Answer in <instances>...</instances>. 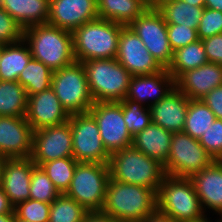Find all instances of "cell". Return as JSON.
Returning a JSON list of instances; mask_svg holds the SVG:
<instances>
[{
	"mask_svg": "<svg viewBox=\"0 0 222 222\" xmlns=\"http://www.w3.org/2000/svg\"><path fill=\"white\" fill-rule=\"evenodd\" d=\"M156 208L154 190L111 178L108 180L103 213L120 222H142Z\"/></svg>",
	"mask_w": 222,
	"mask_h": 222,
	"instance_id": "cell-1",
	"label": "cell"
},
{
	"mask_svg": "<svg viewBox=\"0 0 222 222\" xmlns=\"http://www.w3.org/2000/svg\"><path fill=\"white\" fill-rule=\"evenodd\" d=\"M23 39L29 45L34 59L53 72L74 63L72 32L48 23L24 28Z\"/></svg>",
	"mask_w": 222,
	"mask_h": 222,
	"instance_id": "cell-2",
	"label": "cell"
},
{
	"mask_svg": "<svg viewBox=\"0 0 222 222\" xmlns=\"http://www.w3.org/2000/svg\"><path fill=\"white\" fill-rule=\"evenodd\" d=\"M124 26L97 18L72 32L73 53L77 62L116 58L121 29Z\"/></svg>",
	"mask_w": 222,
	"mask_h": 222,
	"instance_id": "cell-3",
	"label": "cell"
},
{
	"mask_svg": "<svg viewBox=\"0 0 222 222\" xmlns=\"http://www.w3.org/2000/svg\"><path fill=\"white\" fill-rule=\"evenodd\" d=\"M108 165L112 180L140 185L156 193L165 176L162 164L132 145L111 153Z\"/></svg>",
	"mask_w": 222,
	"mask_h": 222,
	"instance_id": "cell-4",
	"label": "cell"
},
{
	"mask_svg": "<svg viewBox=\"0 0 222 222\" xmlns=\"http://www.w3.org/2000/svg\"><path fill=\"white\" fill-rule=\"evenodd\" d=\"M95 102H120L125 99L132 75L116 58L82 62Z\"/></svg>",
	"mask_w": 222,
	"mask_h": 222,
	"instance_id": "cell-5",
	"label": "cell"
},
{
	"mask_svg": "<svg viewBox=\"0 0 222 222\" xmlns=\"http://www.w3.org/2000/svg\"><path fill=\"white\" fill-rule=\"evenodd\" d=\"M156 198L157 209L176 222L197 220L206 215L189 178L165 175Z\"/></svg>",
	"mask_w": 222,
	"mask_h": 222,
	"instance_id": "cell-6",
	"label": "cell"
},
{
	"mask_svg": "<svg viewBox=\"0 0 222 222\" xmlns=\"http://www.w3.org/2000/svg\"><path fill=\"white\" fill-rule=\"evenodd\" d=\"M110 179L108 164L79 162L68 190L64 193L88 212L102 211Z\"/></svg>",
	"mask_w": 222,
	"mask_h": 222,
	"instance_id": "cell-7",
	"label": "cell"
},
{
	"mask_svg": "<svg viewBox=\"0 0 222 222\" xmlns=\"http://www.w3.org/2000/svg\"><path fill=\"white\" fill-rule=\"evenodd\" d=\"M51 88L69 115L88 113L95 103L82 62L75 61L69 66L54 71Z\"/></svg>",
	"mask_w": 222,
	"mask_h": 222,
	"instance_id": "cell-8",
	"label": "cell"
},
{
	"mask_svg": "<svg viewBox=\"0 0 222 222\" xmlns=\"http://www.w3.org/2000/svg\"><path fill=\"white\" fill-rule=\"evenodd\" d=\"M214 161L198 139L185 132L172 133L170 152L163 165L165 175L189 178Z\"/></svg>",
	"mask_w": 222,
	"mask_h": 222,
	"instance_id": "cell-9",
	"label": "cell"
},
{
	"mask_svg": "<svg viewBox=\"0 0 222 222\" xmlns=\"http://www.w3.org/2000/svg\"><path fill=\"white\" fill-rule=\"evenodd\" d=\"M72 132L73 158L77 162L109 164L110 153L105 149L94 117L88 113L69 116Z\"/></svg>",
	"mask_w": 222,
	"mask_h": 222,
	"instance_id": "cell-10",
	"label": "cell"
},
{
	"mask_svg": "<svg viewBox=\"0 0 222 222\" xmlns=\"http://www.w3.org/2000/svg\"><path fill=\"white\" fill-rule=\"evenodd\" d=\"M129 27L138 35L149 53L165 69L173 58L167 36V24L156 8H147Z\"/></svg>",
	"mask_w": 222,
	"mask_h": 222,
	"instance_id": "cell-11",
	"label": "cell"
},
{
	"mask_svg": "<svg viewBox=\"0 0 222 222\" xmlns=\"http://www.w3.org/2000/svg\"><path fill=\"white\" fill-rule=\"evenodd\" d=\"M89 113L97 122L105 149L111 154L132 145L120 102H95Z\"/></svg>",
	"mask_w": 222,
	"mask_h": 222,
	"instance_id": "cell-12",
	"label": "cell"
},
{
	"mask_svg": "<svg viewBox=\"0 0 222 222\" xmlns=\"http://www.w3.org/2000/svg\"><path fill=\"white\" fill-rule=\"evenodd\" d=\"M65 157H73L72 132L68 121L34 131L30 159L36 166Z\"/></svg>",
	"mask_w": 222,
	"mask_h": 222,
	"instance_id": "cell-13",
	"label": "cell"
},
{
	"mask_svg": "<svg viewBox=\"0 0 222 222\" xmlns=\"http://www.w3.org/2000/svg\"><path fill=\"white\" fill-rule=\"evenodd\" d=\"M116 60L132 76L150 75L164 69L129 26L121 29Z\"/></svg>",
	"mask_w": 222,
	"mask_h": 222,
	"instance_id": "cell-14",
	"label": "cell"
},
{
	"mask_svg": "<svg viewBox=\"0 0 222 222\" xmlns=\"http://www.w3.org/2000/svg\"><path fill=\"white\" fill-rule=\"evenodd\" d=\"M34 130L25 117L0 116V155L30 158Z\"/></svg>",
	"mask_w": 222,
	"mask_h": 222,
	"instance_id": "cell-15",
	"label": "cell"
},
{
	"mask_svg": "<svg viewBox=\"0 0 222 222\" xmlns=\"http://www.w3.org/2000/svg\"><path fill=\"white\" fill-rule=\"evenodd\" d=\"M98 17L97 0H50L48 24L73 32Z\"/></svg>",
	"mask_w": 222,
	"mask_h": 222,
	"instance_id": "cell-16",
	"label": "cell"
},
{
	"mask_svg": "<svg viewBox=\"0 0 222 222\" xmlns=\"http://www.w3.org/2000/svg\"><path fill=\"white\" fill-rule=\"evenodd\" d=\"M69 116L51 87L28 96L25 118L34 131L63 124Z\"/></svg>",
	"mask_w": 222,
	"mask_h": 222,
	"instance_id": "cell-17",
	"label": "cell"
},
{
	"mask_svg": "<svg viewBox=\"0 0 222 222\" xmlns=\"http://www.w3.org/2000/svg\"><path fill=\"white\" fill-rule=\"evenodd\" d=\"M35 166L30 158L5 159L0 185L14 207L29 199L31 175Z\"/></svg>",
	"mask_w": 222,
	"mask_h": 222,
	"instance_id": "cell-18",
	"label": "cell"
},
{
	"mask_svg": "<svg viewBox=\"0 0 222 222\" xmlns=\"http://www.w3.org/2000/svg\"><path fill=\"white\" fill-rule=\"evenodd\" d=\"M204 213L222 214V160H214L207 168L189 177ZM209 209V210H208Z\"/></svg>",
	"mask_w": 222,
	"mask_h": 222,
	"instance_id": "cell-19",
	"label": "cell"
},
{
	"mask_svg": "<svg viewBox=\"0 0 222 222\" xmlns=\"http://www.w3.org/2000/svg\"><path fill=\"white\" fill-rule=\"evenodd\" d=\"M175 87V79L164 68L154 74L132 76L125 98L150 107Z\"/></svg>",
	"mask_w": 222,
	"mask_h": 222,
	"instance_id": "cell-20",
	"label": "cell"
},
{
	"mask_svg": "<svg viewBox=\"0 0 222 222\" xmlns=\"http://www.w3.org/2000/svg\"><path fill=\"white\" fill-rule=\"evenodd\" d=\"M221 85L222 66L211 62L184 72L175 81L176 88L190 100H200Z\"/></svg>",
	"mask_w": 222,
	"mask_h": 222,
	"instance_id": "cell-21",
	"label": "cell"
},
{
	"mask_svg": "<svg viewBox=\"0 0 222 222\" xmlns=\"http://www.w3.org/2000/svg\"><path fill=\"white\" fill-rule=\"evenodd\" d=\"M189 100L175 87L163 99L149 107L152 123L172 133L182 132Z\"/></svg>",
	"mask_w": 222,
	"mask_h": 222,
	"instance_id": "cell-22",
	"label": "cell"
},
{
	"mask_svg": "<svg viewBox=\"0 0 222 222\" xmlns=\"http://www.w3.org/2000/svg\"><path fill=\"white\" fill-rule=\"evenodd\" d=\"M172 132L150 123L133 136L132 146L164 165L170 152Z\"/></svg>",
	"mask_w": 222,
	"mask_h": 222,
	"instance_id": "cell-23",
	"label": "cell"
},
{
	"mask_svg": "<svg viewBox=\"0 0 222 222\" xmlns=\"http://www.w3.org/2000/svg\"><path fill=\"white\" fill-rule=\"evenodd\" d=\"M2 8L27 28L48 22L50 0H2Z\"/></svg>",
	"mask_w": 222,
	"mask_h": 222,
	"instance_id": "cell-24",
	"label": "cell"
},
{
	"mask_svg": "<svg viewBox=\"0 0 222 222\" xmlns=\"http://www.w3.org/2000/svg\"><path fill=\"white\" fill-rule=\"evenodd\" d=\"M98 17L129 26L147 8L146 0H97Z\"/></svg>",
	"mask_w": 222,
	"mask_h": 222,
	"instance_id": "cell-25",
	"label": "cell"
},
{
	"mask_svg": "<svg viewBox=\"0 0 222 222\" xmlns=\"http://www.w3.org/2000/svg\"><path fill=\"white\" fill-rule=\"evenodd\" d=\"M32 58L27 42L22 39L16 43L2 45L0 56V80L18 81L19 74Z\"/></svg>",
	"mask_w": 222,
	"mask_h": 222,
	"instance_id": "cell-26",
	"label": "cell"
},
{
	"mask_svg": "<svg viewBox=\"0 0 222 222\" xmlns=\"http://www.w3.org/2000/svg\"><path fill=\"white\" fill-rule=\"evenodd\" d=\"M208 62L205 48L201 39L179 48L173 52V58L167 71L175 81L189 70L200 67Z\"/></svg>",
	"mask_w": 222,
	"mask_h": 222,
	"instance_id": "cell-27",
	"label": "cell"
},
{
	"mask_svg": "<svg viewBox=\"0 0 222 222\" xmlns=\"http://www.w3.org/2000/svg\"><path fill=\"white\" fill-rule=\"evenodd\" d=\"M166 24H178L197 29L204 7L192 6L181 0H171L156 8Z\"/></svg>",
	"mask_w": 222,
	"mask_h": 222,
	"instance_id": "cell-28",
	"label": "cell"
},
{
	"mask_svg": "<svg viewBox=\"0 0 222 222\" xmlns=\"http://www.w3.org/2000/svg\"><path fill=\"white\" fill-rule=\"evenodd\" d=\"M28 96L18 81L0 80V116L25 117Z\"/></svg>",
	"mask_w": 222,
	"mask_h": 222,
	"instance_id": "cell-29",
	"label": "cell"
},
{
	"mask_svg": "<svg viewBox=\"0 0 222 222\" xmlns=\"http://www.w3.org/2000/svg\"><path fill=\"white\" fill-rule=\"evenodd\" d=\"M53 71L41 61L30 59L18 76V82L25 88L27 96L47 90L51 87Z\"/></svg>",
	"mask_w": 222,
	"mask_h": 222,
	"instance_id": "cell-30",
	"label": "cell"
},
{
	"mask_svg": "<svg viewBox=\"0 0 222 222\" xmlns=\"http://www.w3.org/2000/svg\"><path fill=\"white\" fill-rule=\"evenodd\" d=\"M215 120L216 116L201 99L189 100L183 132L199 140Z\"/></svg>",
	"mask_w": 222,
	"mask_h": 222,
	"instance_id": "cell-31",
	"label": "cell"
},
{
	"mask_svg": "<svg viewBox=\"0 0 222 222\" xmlns=\"http://www.w3.org/2000/svg\"><path fill=\"white\" fill-rule=\"evenodd\" d=\"M78 163L79 162H77L73 157H65L42 163L40 167L53 182L57 190L61 194H64L70 186Z\"/></svg>",
	"mask_w": 222,
	"mask_h": 222,
	"instance_id": "cell-32",
	"label": "cell"
},
{
	"mask_svg": "<svg viewBox=\"0 0 222 222\" xmlns=\"http://www.w3.org/2000/svg\"><path fill=\"white\" fill-rule=\"evenodd\" d=\"M88 211L66 194H60L52 203L49 222H82Z\"/></svg>",
	"mask_w": 222,
	"mask_h": 222,
	"instance_id": "cell-33",
	"label": "cell"
},
{
	"mask_svg": "<svg viewBox=\"0 0 222 222\" xmlns=\"http://www.w3.org/2000/svg\"><path fill=\"white\" fill-rule=\"evenodd\" d=\"M121 104L127 130L132 137L152 123L149 107L127 98L123 99Z\"/></svg>",
	"mask_w": 222,
	"mask_h": 222,
	"instance_id": "cell-34",
	"label": "cell"
},
{
	"mask_svg": "<svg viewBox=\"0 0 222 222\" xmlns=\"http://www.w3.org/2000/svg\"><path fill=\"white\" fill-rule=\"evenodd\" d=\"M61 193L40 166H35L31 175L29 199L52 203Z\"/></svg>",
	"mask_w": 222,
	"mask_h": 222,
	"instance_id": "cell-35",
	"label": "cell"
},
{
	"mask_svg": "<svg viewBox=\"0 0 222 222\" xmlns=\"http://www.w3.org/2000/svg\"><path fill=\"white\" fill-rule=\"evenodd\" d=\"M51 203L28 199L14 207L15 218L29 222H49Z\"/></svg>",
	"mask_w": 222,
	"mask_h": 222,
	"instance_id": "cell-36",
	"label": "cell"
},
{
	"mask_svg": "<svg viewBox=\"0 0 222 222\" xmlns=\"http://www.w3.org/2000/svg\"><path fill=\"white\" fill-rule=\"evenodd\" d=\"M199 143L213 157L222 160V119H216L199 138Z\"/></svg>",
	"mask_w": 222,
	"mask_h": 222,
	"instance_id": "cell-37",
	"label": "cell"
},
{
	"mask_svg": "<svg viewBox=\"0 0 222 222\" xmlns=\"http://www.w3.org/2000/svg\"><path fill=\"white\" fill-rule=\"evenodd\" d=\"M24 28L2 7L0 8V44L7 45L23 39Z\"/></svg>",
	"mask_w": 222,
	"mask_h": 222,
	"instance_id": "cell-38",
	"label": "cell"
},
{
	"mask_svg": "<svg viewBox=\"0 0 222 222\" xmlns=\"http://www.w3.org/2000/svg\"><path fill=\"white\" fill-rule=\"evenodd\" d=\"M217 34H222V12L204 7L197 28L198 38L202 40Z\"/></svg>",
	"mask_w": 222,
	"mask_h": 222,
	"instance_id": "cell-39",
	"label": "cell"
},
{
	"mask_svg": "<svg viewBox=\"0 0 222 222\" xmlns=\"http://www.w3.org/2000/svg\"><path fill=\"white\" fill-rule=\"evenodd\" d=\"M167 36L173 52L197 41V29L178 24H167Z\"/></svg>",
	"mask_w": 222,
	"mask_h": 222,
	"instance_id": "cell-40",
	"label": "cell"
},
{
	"mask_svg": "<svg viewBox=\"0 0 222 222\" xmlns=\"http://www.w3.org/2000/svg\"><path fill=\"white\" fill-rule=\"evenodd\" d=\"M208 62L222 66V34L202 39Z\"/></svg>",
	"mask_w": 222,
	"mask_h": 222,
	"instance_id": "cell-41",
	"label": "cell"
},
{
	"mask_svg": "<svg viewBox=\"0 0 222 222\" xmlns=\"http://www.w3.org/2000/svg\"><path fill=\"white\" fill-rule=\"evenodd\" d=\"M201 100L212 110L216 119H222V85L214 88Z\"/></svg>",
	"mask_w": 222,
	"mask_h": 222,
	"instance_id": "cell-42",
	"label": "cell"
},
{
	"mask_svg": "<svg viewBox=\"0 0 222 222\" xmlns=\"http://www.w3.org/2000/svg\"><path fill=\"white\" fill-rule=\"evenodd\" d=\"M82 222H120L102 211L88 212Z\"/></svg>",
	"mask_w": 222,
	"mask_h": 222,
	"instance_id": "cell-43",
	"label": "cell"
},
{
	"mask_svg": "<svg viewBox=\"0 0 222 222\" xmlns=\"http://www.w3.org/2000/svg\"><path fill=\"white\" fill-rule=\"evenodd\" d=\"M14 213V206L0 185V215Z\"/></svg>",
	"mask_w": 222,
	"mask_h": 222,
	"instance_id": "cell-44",
	"label": "cell"
},
{
	"mask_svg": "<svg viewBox=\"0 0 222 222\" xmlns=\"http://www.w3.org/2000/svg\"><path fill=\"white\" fill-rule=\"evenodd\" d=\"M142 222H176L168 214H165L157 208L151 212Z\"/></svg>",
	"mask_w": 222,
	"mask_h": 222,
	"instance_id": "cell-45",
	"label": "cell"
},
{
	"mask_svg": "<svg viewBox=\"0 0 222 222\" xmlns=\"http://www.w3.org/2000/svg\"><path fill=\"white\" fill-rule=\"evenodd\" d=\"M204 7L222 12V0H205Z\"/></svg>",
	"mask_w": 222,
	"mask_h": 222,
	"instance_id": "cell-46",
	"label": "cell"
},
{
	"mask_svg": "<svg viewBox=\"0 0 222 222\" xmlns=\"http://www.w3.org/2000/svg\"><path fill=\"white\" fill-rule=\"evenodd\" d=\"M0 222H15V214L0 215Z\"/></svg>",
	"mask_w": 222,
	"mask_h": 222,
	"instance_id": "cell-47",
	"label": "cell"
},
{
	"mask_svg": "<svg viewBox=\"0 0 222 222\" xmlns=\"http://www.w3.org/2000/svg\"><path fill=\"white\" fill-rule=\"evenodd\" d=\"M181 1L189 3L192 6L204 7L205 0H181Z\"/></svg>",
	"mask_w": 222,
	"mask_h": 222,
	"instance_id": "cell-48",
	"label": "cell"
},
{
	"mask_svg": "<svg viewBox=\"0 0 222 222\" xmlns=\"http://www.w3.org/2000/svg\"><path fill=\"white\" fill-rule=\"evenodd\" d=\"M148 8H157L162 4V0H146Z\"/></svg>",
	"mask_w": 222,
	"mask_h": 222,
	"instance_id": "cell-49",
	"label": "cell"
},
{
	"mask_svg": "<svg viewBox=\"0 0 222 222\" xmlns=\"http://www.w3.org/2000/svg\"><path fill=\"white\" fill-rule=\"evenodd\" d=\"M208 215L206 214L205 216H203L200 219L197 220H192V221H187V222H213L214 219H212L209 215V217H207ZM212 219V220H211Z\"/></svg>",
	"mask_w": 222,
	"mask_h": 222,
	"instance_id": "cell-50",
	"label": "cell"
},
{
	"mask_svg": "<svg viewBox=\"0 0 222 222\" xmlns=\"http://www.w3.org/2000/svg\"><path fill=\"white\" fill-rule=\"evenodd\" d=\"M6 158H4L3 156L0 155V183H1V177H2V169L4 166V161Z\"/></svg>",
	"mask_w": 222,
	"mask_h": 222,
	"instance_id": "cell-51",
	"label": "cell"
},
{
	"mask_svg": "<svg viewBox=\"0 0 222 222\" xmlns=\"http://www.w3.org/2000/svg\"><path fill=\"white\" fill-rule=\"evenodd\" d=\"M215 222H222V214H219V217L217 216V218L215 219Z\"/></svg>",
	"mask_w": 222,
	"mask_h": 222,
	"instance_id": "cell-52",
	"label": "cell"
},
{
	"mask_svg": "<svg viewBox=\"0 0 222 222\" xmlns=\"http://www.w3.org/2000/svg\"><path fill=\"white\" fill-rule=\"evenodd\" d=\"M15 222H29V221L22 220V219H19V218H15Z\"/></svg>",
	"mask_w": 222,
	"mask_h": 222,
	"instance_id": "cell-53",
	"label": "cell"
},
{
	"mask_svg": "<svg viewBox=\"0 0 222 222\" xmlns=\"http://www.w3.org/2000/svg\"><path fill=\"white\" fill-rule=\"evenodd\" d=\"M167 1H171V0H162V4L165 3V2H167Z\"/></svg>",
	"mask_w": 222,
	"mask_h": 222,
	"instance_id": "cell-54",
	"label": "cell"
},
{
	"mask_svg": "<svg viewBox=\"0 0 222 222\" xmlns=\"http://www.w3.org/2000/svg\"><path fill=\"white\" fill-rule=\"evenodd\" d=\"M2 45L0 44V56H1Z\"/></svg>",
	"mask_w": 222,
	"mask_h": 222,
	"instance_id": "cell-55",
	"label": "cell"
}]
</instances>
